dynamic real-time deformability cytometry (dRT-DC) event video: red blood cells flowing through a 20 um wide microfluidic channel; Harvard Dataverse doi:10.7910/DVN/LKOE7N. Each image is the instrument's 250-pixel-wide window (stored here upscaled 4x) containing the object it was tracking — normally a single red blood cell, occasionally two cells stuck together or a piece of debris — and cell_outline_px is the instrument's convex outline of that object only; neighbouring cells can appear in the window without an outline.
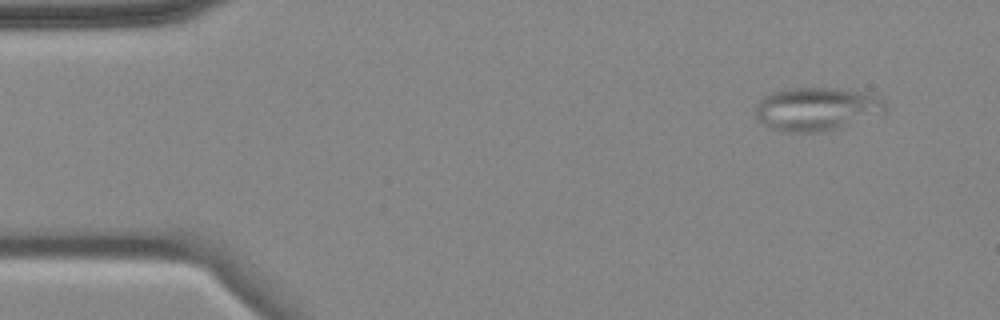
{"species": "common noctule bat (a hibernating species)", "species_latin": "Nyctalus noctula", "temperature_condition": "cold", "stored_images_in_passage": 4, "camera_frame_rate_fps": 3000, "um_per_image_px": 0.085, "animal": {"sex": "female", "body_mass_g": 18.4}, "frame": {"image": 1, "passage_image": 1, "time_ms": 0.0, "image_size_px": [1000, 320], "cell_outline_px": [[888, 108], [884, 116], [820, 132], [788, 132], [772, 128], [764, 124], [756, 116], [756, 104], [764, 96], [772, 92], [788, 88], [840, 88], [860, 92], [884, 100]], "centroid_in_image_um": [69.48, 9.27], "position_along_channel_um": 15.5, "area_um2": 33.0}}
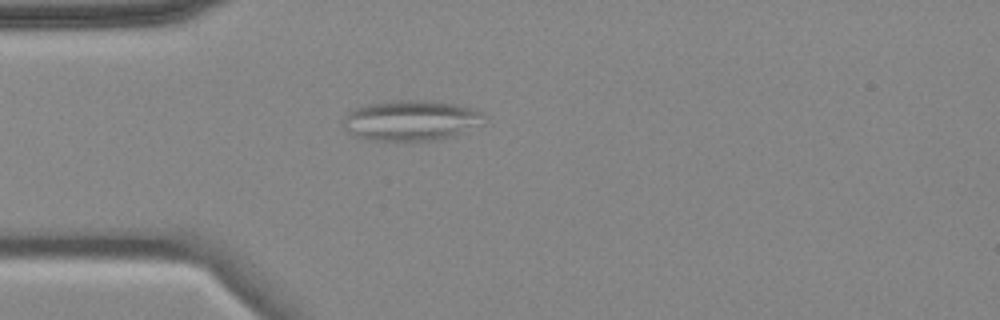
{"frame": {"image": 2, "passage_image": 4, "time_ms": 3.333, "image_size_px": [1000, 320], "cell_outline_px": [[488, 116], [464, 132], [452, 136], [432, 140], [372, 140], [356, 136], [348, 132], [344, 128], [340, 120], [348, 112], [356, 108], [368, 104], [396, 100], [424, 100], [460, 104], [484, 112]], "centroid_in_image_um": [34.91, 10.22], "position_along_channel_um": 50.1, "area_um2": 33.12}}